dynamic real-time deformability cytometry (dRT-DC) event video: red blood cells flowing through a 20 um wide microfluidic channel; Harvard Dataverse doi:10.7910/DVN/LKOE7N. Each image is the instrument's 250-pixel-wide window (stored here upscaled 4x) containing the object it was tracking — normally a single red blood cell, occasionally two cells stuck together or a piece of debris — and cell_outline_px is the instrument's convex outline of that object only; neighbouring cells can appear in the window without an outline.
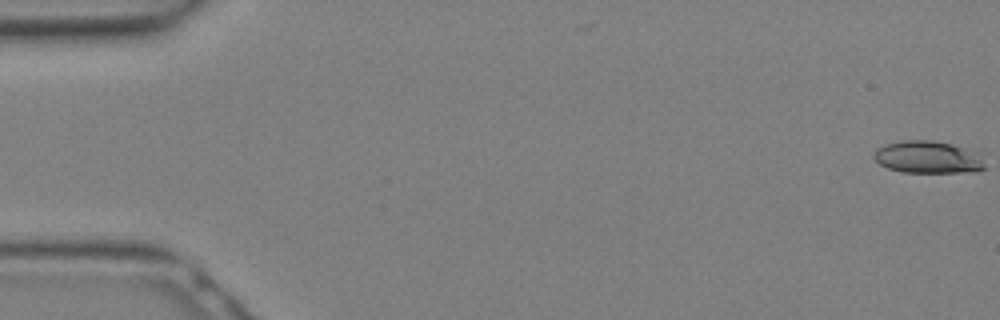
{"species": "Egyptian fruit bat (a non-hibernating species)", "species_latin": "Rousettus aegyptiacus", "temperature_condition": "warm", "stored_images_in_passage": 17, "camera_frame_rate_fps": 3000, "um_per_image_px": 0.085, "animal": {"sex": "female"}, "frame": {"image": 1, "passage_image": 1, "time_ms": 0.0, "image_size_px": [1000, 320], "cell_outline_px": [[984, 168], [960, 172], [904, 172], [888, 168], [880, 164], [872, 156], [876, 148], [884, 144], [900, 140], [932, 140], [952, 144], [960, 148], [980, 160], [984, 164]], "centroid_in_image_um": [78.67, 13.35], "position_along_channel_um": 6.3, "area_um2": 20.06}}
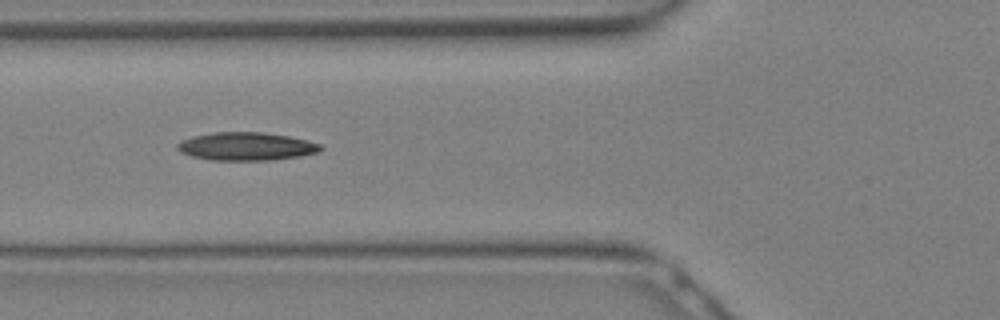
{"frame": {"image": 2, "passage_image": 12, "time_ms": 3.667, "image_size_px": [1000, 320], "cell_outline_px": [[324, 148], [320, 152], [272, 160], [208, 160], [192, 156], [180, 152], [176, 148], [176, 144], [180, 140], [192, 136], [216, 132], [260, 132], [288, 136], [308, 140], [320, 144]], "centroid_in_image_um": [20.9, 12.44], "position_along_channel_um": 104.9, "area_um2": 23.52}}
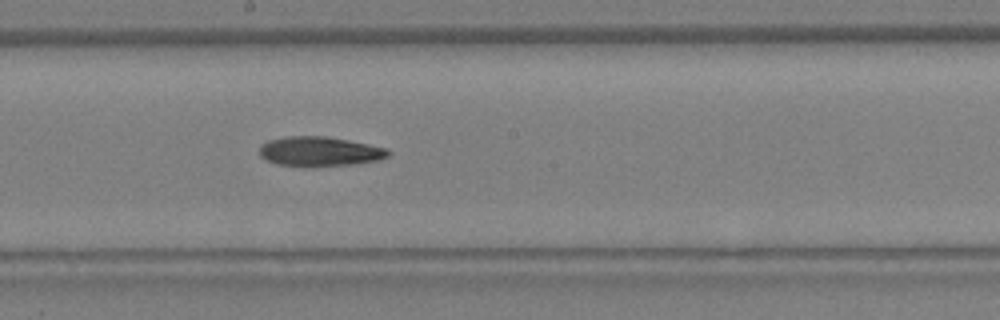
{"frame": {"image": 3, "passage_image": 17, "time_ms": 5.333, "image_size_px": [1000, 320], "cell_outline_px": [[392, 152], [388, 156], [376, 160], [352, 164], [276, 164], [260, 156], [260, 144], [268, 140], [284, 136], [324, 136], [348, 140], [388, 148]], "centroid_in_image_um": [27.17, 12.82], "position_along_channel_um": 221.0, "area_um2": 21.44}}